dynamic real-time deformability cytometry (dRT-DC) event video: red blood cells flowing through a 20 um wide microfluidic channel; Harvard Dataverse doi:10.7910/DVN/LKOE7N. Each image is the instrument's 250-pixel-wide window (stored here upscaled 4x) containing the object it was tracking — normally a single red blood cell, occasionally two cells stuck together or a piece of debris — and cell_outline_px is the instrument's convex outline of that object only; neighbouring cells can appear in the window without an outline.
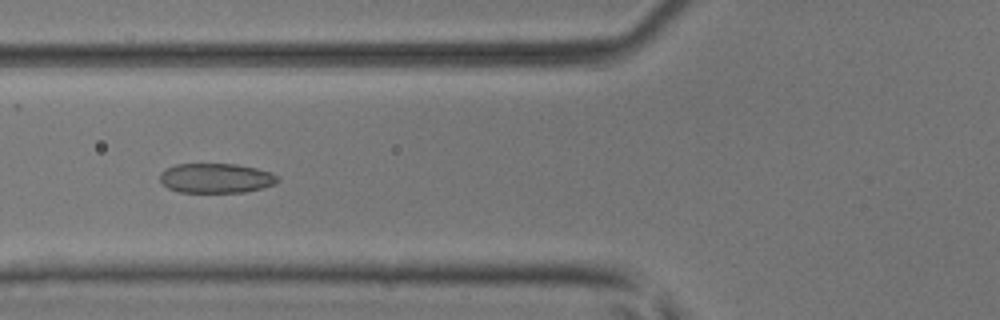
{"species": "common noctule bat (a hibernating species)", "species_latin": "Nyctalus noctula", "temperature_condition": "room temperature", "stored_images_in_passage": 41, "camera_frame_rate_fps": 3000, "um_per_image_px": 0.085, "animal": {"sex": "male", "body_mass_g": 17.9, "forearm_length_mm": 54.2}, "frame": {"image": 1, "passage_image": 10, "time_ms": 3.0, "image_size_px": [1000, 320], "cell_outline_px": [[280, 180], [276, 184], [244, 192], [180, 192], [168, 188], [160, 180], [160, 172], [164, 168], [176, 164], [236, 164], [256, 168], [272, 172]], "centroid_in_image_um": [18.35, 15.13], "position_along_channel_um": 107.4, "area_um2": 20.4}}
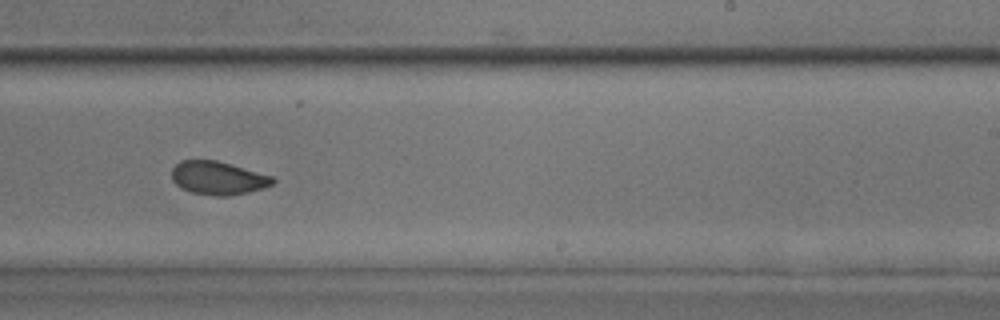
{"frame": {"image": 2, "passage_image": 22, "time_ms": 7.0, "image_size_px": [1000, 320], "cell_outline_px": [[276, 180], [272, 184], [264, 188], [248, 192], [228, 196], [216, 196], [192, 192], [180, 188], [172, 180], [172, 168], [180, 160], [216, 160], [272, 176]], "centroid_in_image_um": [18.51, 15.13], "position_along_channel_um": 270.5, "area_um2": 19.54}}
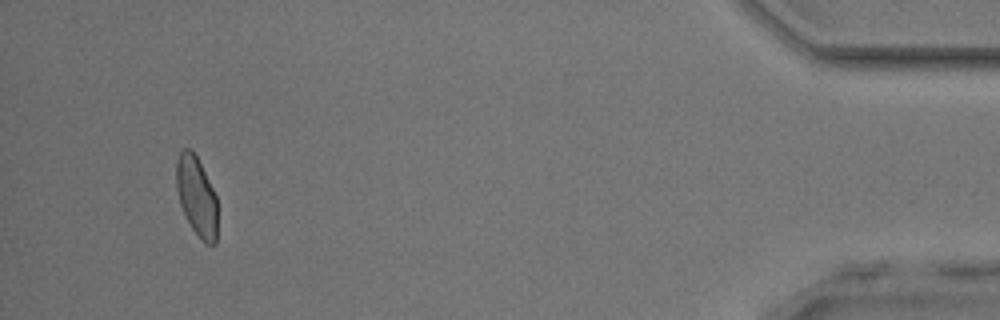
{"frame": {"image": 3, "passage_image": 38, "time_ms": 12.333, "image_size_px": [1000, 320], "cell_outline_px": [[216, 244], [204, 244], [200, 240], [192, 228], [180, 204], [176, 188], [176, 160], [180, 152], [184, 148], [192, 148], [216, 196]], "centroid_in_image_um": [16.69, 16.68], "position_along_channel_um": 418.5, "area_um2": 18.84}, "authors_computed_cell_mechanics": {"area_um2": 20.23, "velocity_mm_per_s": 4.089, "shape_relaxation_time_tau1_ms": 3.8303, "shape_relaxation_time_tau2_ms": 1.3001, "deformation_change_tau1": 0.1258, "deformation_change_tau2": 0.0634}}